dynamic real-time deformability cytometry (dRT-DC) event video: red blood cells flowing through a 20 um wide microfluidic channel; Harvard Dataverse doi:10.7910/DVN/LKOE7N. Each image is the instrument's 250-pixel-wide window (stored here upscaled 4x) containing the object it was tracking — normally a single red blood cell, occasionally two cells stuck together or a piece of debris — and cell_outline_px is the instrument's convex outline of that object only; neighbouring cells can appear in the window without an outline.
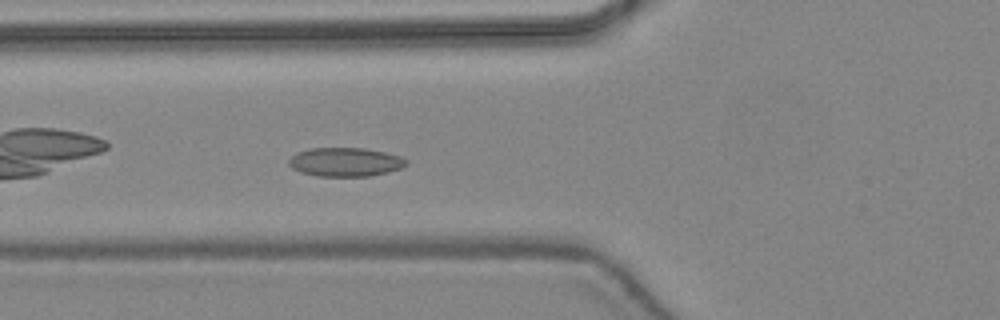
{"species": "common noctule bat (a hibernating species)", "species_latin": "Nyctalus noctula", "temperature_condition": "warm", "stored_images_in_passage": 30, "camera_frame_rate_fps": 3000, "um_per_image_px": 0.085, "animal": {"sex": "female", "body_mass_g": 24.6, "forearm_length_mm": 56.2}, "frame": {"image": 1, "passage_image": 5, "time_ms": 1.333, "image_size_px": [1000, 320], "cell_outline_px": [[408, 164], [400, 168], [388, 172], [368, 176], [316, 176], [300, 172], [292, 168], [288, 164], [288, 160], [296, 152], [312, 148], [364, 148], [384, 152], [400, 156], [408, 160]], "centroid_in_image_um": [29.34, 13.77], "position_along_channel_um": 96.5, "area_um2": 19.77}}
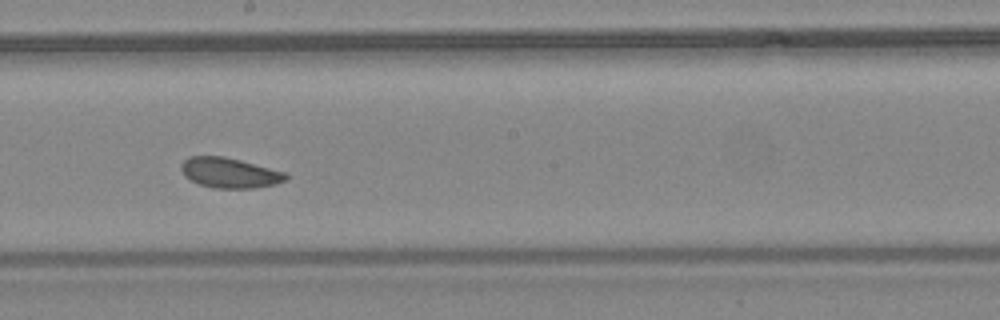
{"frame": {"image": 2, "passage_image": 14, "time_ms": 4.333, "image_size_px": [1000, 320], "cell_outline_px": [[288, 176], [284, 180], [276, 184], [252, 188], [212, 188], [200, 184], [184, 176], [180, 168], [180, 164], [188, 156], [224, 156], [240, 160], [284, 172]], "centroid_in_image_um": [19.46, 14.68], "position_along_channel_um": 228.7, "area_um2": 18.26}}
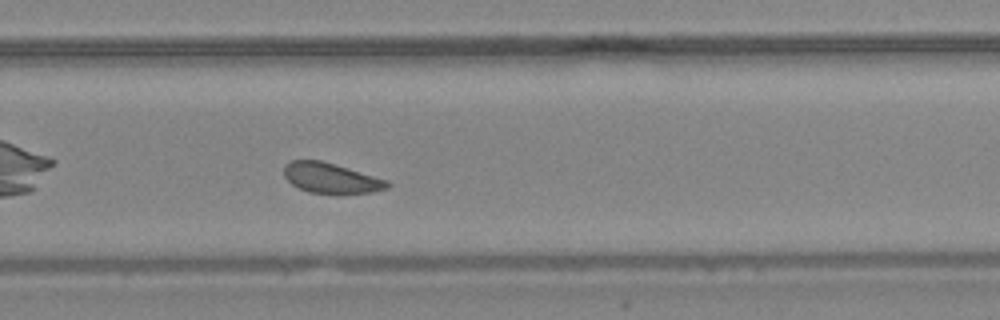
{"frame": {"image": 3, "passage_image": 19, "time_ms": 6.0, "image_size_px": [1000, 320], "cell_outline_px": [[392, 184], [388, 188], [372, 192], [308, 192], [292, 184], [284, 176], [284, 164], [292, 160], [320, 160], [388, 180]], "centroid_in_image_um": [28.12, 15.11], "position_along_channel_um": 301.7, "area_um2": 17.74}, "authors_computed_cell_mechanics": {"area_um2": 18.9295, "velocity_mm_per_s": 4.4033, "shape_relaxation_time_tau1_ms": 2.2666, "shape_relaxation_time_tau2_ms": 2.3327, "deformation_change_tau1": 0.0542, "deformation_change_tau2": 0.094}}